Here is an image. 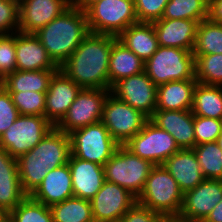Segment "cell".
<instances>
[{
    "label": "cell",
    "mask_w": 222,
    "mask_h": 222,
    "mask_svg": "<svg viewBox=\"0 0 222 222\" xmlns=\"http://www.w3.org/2000/svg\"><path fill=\"white\" fill-rule=\"evenodd\" d=\"M116 36L89 33L59 67L85 89H109V58Z\"/></svg>",
    "instance_id": "cell-1"
},
{
    "label": "cell",
    "mask_w": 222,
    "mask_h": 222,
    "mask_svg": "<svg viewBox=\"0 0 222 222\" xmlns=\"http://www.w3.org/2000/svg\"><path fill=\"white\" fill-rule=\"evenodd\" d=\"M70 155L69 135L54 126L34 148L17 159L23 191L31 195L48 171L68 163Z\"/></svg>",
    "instance_id": "cell-2"
},
{
    "label": "cell",
    "mask_w": 222,
    "mask_h": 222,
    "mask_svg": "<svg viewBox=\"0 0 222 222\" xmlns=\"http://www.w3.org/2000/svg\"><path fill=\"white\" fill-rule=\"evenodd\" d=\"M89 33L86 13L72 3L34 34L53 62L60 67Z\"/></svg>",
    "instance_id": "cell-3"
},
{
    "label": "cell",
    "mask_w": 222,
    "mask_h": 222,
    "mask_svg": "<svg viewBox=\"0 0 222 222\" xmlns=\"http://www.w3.org/2000/svg\"><path fill=\"white\" fill-rule=\"evenodd\" d=\"M183 202V192L163 165H154L137 203L159 213L166 220H176Z\"/></svg>",
    "instance_id": "cell-4"
},
{
    "label": "cell",
    "mask_w": 222,
    "mask_h": 222,
    "mask_svg": "<svg viewBox=\"0 0 222 222\" xmlns=\"http://www.w3.org/2000/svg\"><path fill=\"white\" fill-rule=\"evenodd\" d=\"M153 166L150 161L133 154L124 145H119L104 164L105 180L118 184L138 198Z\"/></svg>",
    "instance_id": "cell-5"
},
{
    "label": "cell",
    "mask_w": 222,
    "mask_h": 222,
    "mask_svg": "<svg viewBox=\"0 0 222 222\" xmlns=\"http://www.w3.org/2000/svg\"><path fill=\"white\" fill-rule=\"evenodd\" d=\"M145 72L156 86L170 81L195 79L194 55L189 50L158 46L145 62Z\"/></svg>",
    "instance_id": "cell-6"
},
{
    "label": "cell",
    "mask_w": 222,
    "mask_h": 222,
    "mask_svg": "<svg viewBox=\"0 0 222 222\" xmlns=\"http://www.w3.org/2000/svg\"><path fill=\"white\" fill-rule=\"evenodd\" d=\"M89 31L118 37L138 23L134 0H102L86 12Z\"/></svg>",
    "instance_id": "cell-7"
},
{
    "label": "cell",
    "mask_w": 222,
    "mask_h": 222,
    "mask_svg": "<svg viewBox=\"0 0 222 222\" xmlns=\"http://www.w3.org/2000/svg\"><path fill=\"white\" fill-rule=\"evenodd\" d=\"M68 135L73 156L101 166H104L119 147L101 121L72 131Z\"/></svg>",
    "instance_id": "cell-8"
},
{
    "label": "cell",
    "mask_w": 222,
    "mask_h": 222,
    "mask_svg": "<svg viewBox=\"0 0 222 222\" xmlns=\"http://www.w3.org/2000/svg\"><path fill=\"white\" fill-rule=\"evenodd\" d=\"M53 127L43 116L19 115L0 136V147L18 159L34 148Z\"/></svg>",
    "instance_id": "cell-9"
},
{
    "label": "cell",
    "mask_w": 222,
    "mask_h": 222,
    "mask_svg": "<svg viewBox=\"0 0 222 222\" xmlns=\"http://www.w3.org/2000/svg\"><path fill=\"white\" fill-rule=\"evenodd\" d=\"M148 120L149 118L142 112L132 108L111 93L108 94L103 106L101 122L119 145H124L134 137Z\"/></svg>",
    "instance_id": "cell-10"
},
{
    "label": "cell",
    "mask_w": 222,
    "mask_h": 222,
    "mask_svg": "<svg viewBox=\"0 0 222 222\" xmlns=\"http://www.w3.org/2000/svg\"><path fill=\"white\" fill-rule=\"evenodd\" d=\"M124 146L133 154L150 161L153 165H163L168 158L180 150L175 139L150 120Z\"/></svg>",
    "instance_id": "cell-11"
},
{
    "label": "cell",
    "mask_w": 222,
    "mask_h": 222,
    "mask_svg": "<svg viewBox=\"0 0 222 222\" xmlns=\"http://www.w3.org/2000/svg\"><path fill=\"white\" fill-rule=\"evenodd\" d=\"M109 93V89L81 88L67 114L56 127L69 134L77 129L100 122L103 106Z\"/></svg>",
    "instance_id": "cell-12"
},
{
    "label": "cell",
    "mask_w": 222,
    "mask_h": 222,
    "mask_svg": "<svg viewBox=\"0 0 222 222\" xmlns=\"http://www.w3.org/2000/svg\"><path fill=\"white\" fill-rule=\"evenodd\" d=\"M110 93L148 118L156 110L157 86L145 71L120 79L111 86Z\"/></svg>",
    "instance_id": "cell-13"
},
{
    "label": "cell",
    "mask_w": 222,
    "mask_h": 222,
    "mask_svg": "<svg viewBox=\"0 0 222 222\" xmlns=\"http://www.w3.org/2000/svg\"><path fill=\"white\" fill-rule=\"evenodd\" d=\"M221 200L222 180L204 179L194 189L183 193V202L176 221H204Z\"/></svg>",
    "instance_id": "cell-14"
},
{
    "label": "cell",
    "mask_w": 222,
    "mask_h": 222,
    "mask_svg": "<svg viewBox=\"0 0 222 222\" xmlns=\"http://www.w3.org/2000/svg\"><path fill=\"white\" fill-rule=\"evenodd\" d=\"M90 203L94 222H119L137 203V197L118 184L105 181Z\"/></svg>",
    "instance_id": "cell-15"
},
{
    "label": "cell",
    "mask_w": 222,
    "mask_h": 222,
    "mask_svg": "<svg viewBox=\"0 0 222 222\" xmlns=\"http://www.w3.org/2000/svg\"><path fill=\"white\" fill-rule=\"evenodd\" d=\"M73 0H22L18 32L34 34L64 12Z\"/></svg>",
    "instance_id": "cell-16"
},
{
    "label": "cell",
    "mask_w": 222,
    "mask_h": 222,
    "mask_svg": "<svg viewBox=\"0 0 222 222\" xmlns=\"http://www.w3.org/2000/svg\"><path fill=\"white\" fill-rule=\"evenodd\" d=\"M81 87L58 69L45 96V118L56 126L67 114Z\"/></svg>",
    "instance_id": "cell-17"
},
{
    "label": "cell",
    "mask_w": 222,
    "mask_h": 222,
    "mask_svg": "<svg viewBox=\"0 0 222 222\" xmlns=\"http://www.w3.org/2000/svg\"><path fill=\"white\" fill-rule=\"evenodd\" d=\"M149 120L168 132L180 149L194 148V115L191 110H155Z\"/></svg>",
    "instance_id": "cell-18"
},
{
    "label": "cell",
    "mask_w": 222,
    "mask_h": 222,
    "mask_svg": "<svg viewBox=\"0 0 222 222\" xmlns=\"http://www.w3.org/2000/svg\"><path fill=\"white\" fill-rule=\"evenodd\" d=\"M153 23L158 45L193 52L198 21L188 19H159Z\"/></svg>",
    "instance_id": "cell-19"
},
{
    "label": "cell",
    "mask_w": 222,
    "mask_h": 222,
    "mask_svg": "<svg viewBox=\"0 0 222 222\" xmlns=\"http://www.w3.org/2000/svg\"><path fill=\"white\" fill-rule=\"evenodd\" d=\"M16 70H58L35 34L15 32Z\"/></svg>",
    "instance_id": "cell-20"
},
{
    "label": "cell",
    "mask_w": 222,
    "mask_h": 222,
    "mask_svg": "<svg viewBox=\"0 0 222 222\" xmlns=\"http://www.w3.org/2000/svg\"><path fill=\"white\" fill-rule=\"evenodd\" d=\"M68 165L74 197L91 200L106 181L104 166L81 160L72 154L69 157Z\"/></svg>",
    "instance_id": "cell-21"
},
{
    "label": "cell",
    "mask_w": 222,
    "mask_h": 222,
    "mask_svg": "<svg viewBox=\"0 0 222 222\" xmlns=\"http://www.w3.org/2000/svg\"><path fill=\"white\" fill-rule=\"evenodd\" d=\"M27 196L19 178L17 159L0 147V210L8 214Z\"/></svg>",
    "instance_id": "cell-22"
},
{
    "label": "cell",
    "mask_w": 222,
    "mask_h": 222,
    "mask_svg": "<svg viewBox=\"0 0 222 222\" xmlns=\"http://www.w3.org/2000/svg\"><path fill=\"white\" fill-rule=\"evenodd\" d=\"M30 196L48 207L74 197L68 163L49 170L42 183Z\"/></svg>",
    "instance_id": "cell-23"
},
{
    "label": "cell",
    "mask_w": 222,
    "mask_h": 222,
    "mask_svg": "<svg viewBox=\"0 0 222 222\" xmlns=\"http://www.w3.org/2000/svg\"><path fill=\"white\" fill-rule=\"evenodd\" d=\"M163 166L177 181L183 193L194 189L205 179L193 149H180L168 158Z\"/></svg>",
    "instance_id": "cell-24"
},
{
    "label": "cell",
    "mask_w": 222,
    "mask_h": 222,
    "mask_svg": "<svg viewBox=\"0 0 222 222\" xmlns=\"http://www.w3.org/2000/svg\"><path fill=\"white\" fill-rule=\"evenodd\" d=\"M196 79L170 81L157 86L156 110H191Z\"/></svg>",
    "instance_id": "cell-25"
},
{
    "label": "cell",
    "mask_w": 222,
    "mask_h": 222,
    "mask_svg": "<svg viewBox=\"0 0 222 222\" xmlns=\"http://www.w3.org/2000/svg\"><path fill=\"white\" fill-rule=\"evenodd\" d=\"M117 39L146 62L158 48L153 23L138 22L130 25Z\"/></svg>",
    "instance_id": "cell-26"
},
{
    "label": "cell",
    "mask_w": 222,
    "mask_h": 222,
    "mask_svg": "<svg viewBox=\"0 0 222 222\" xmlns=\"http://www.w3.org/2000/svg\"><path fill=\"white\" fill-rule=\"evenodd\" d=\"M145 71V62L118 39L113 42L109 58V90L122 78Z\"/></svg>",
    "instance_id": "cell-27"
},
{
    "label": "cell",
    "mask_w": 222,
    "mask_h": 222,
    "mask_svg": "<svg viewBox=\"0 0 222 222\" xmlns=\"http://www.w3.org/2000/svg\"><path fill=\"white\" fill-rule=\"evenodd\" d=\"M57 70H15L8 74L0 84L9 92H40L46 93L50 80Z\"/></svg>",
    "instance_id": "cell-28"
},
{
    "label": "cell",
    "mask_w": 222,
    "mask_h": 222,
    "mask_svg": "<svg viewBox=\"0 0 222 222\" xmlns=\"http://www.w3.org/2000/svg\"><path fill=\"white\" fill-rule=\"evenodd\" d=\"M191 111L194 116L222 120V86L197 82Z\"/></svg>",
    "instance_id": "cell-29"
},
{
    "label": "cell",
    "mask_w": 222,
    "mask_h": 222,
    "mask_svg": "<svg viewBox=\"0 0 222 222\" xmlns=\"http://www.w3.org/2000/svg\"><path fill=\"white\" fill-rule=\"evenodd\" d=\"M49 208L53 222H94L87 199L72 197Z\"/></svg>",
    "instance_id": "cell-30"
},
{
    "label": "cell",
    "mask_w": 222,
    "mask_h": 222,
    "mask_svg": "<svg viewBox=\"0 0 222 222\" xmlns=\"http://www.w3.org/2000/svg\"><path fill=\"white\" fill-rule=\"evenodd\" d=\"M193 55L222 54V25L208 19L199 22Z\"/></svg>",
    "instance_id": "cell-31"
},
{
    "label": "cell",
    "mask_w": 222,
    "mask_h": 222,
    "mask_svg": "<svg viewBox=\"0 0 222 222\" xmlns=\"http://www.w3.org/2000/svg\"><path fill=\"white\" fill-rule=\"evenodd\" d=\"M207 17L206 0H169L161 19H188L201 22Z\"/></svg>",
    "instance_id": "cell-32"
},
{
    "label": "cell",
    "mask_w": 222,
    "mask_h": 222,
    "mask_svg": "<svg viewBox=\"0 0 222 222\" xmlns=\"http://www.w3.org/2000/svg\"><path fill=\"white\" fill-rule=\"evenodd\" d=\"M205 179L222 180V150L217 142L195 145L193 148Z\"/></svg>",
    "instance_id": "cell-33"
},
{
    "label": "cell",
    "mask_w": 222,
    "mask_h": 222,
    "mask_svg": "<svg viewBox=\"0 0 222 222\" xmlns=\"http://www.w3.org/2000/svg\"><path fill=\"white\" fill-rule=\"evenodd\" d=\"M194 66L199 83L222 86V54L194 55Z\"/></svg>",
    "instance_id": "cell-34"
},
{
    "label": "cell",
    "mask_w": 222,
    "mask_h": 222,
    "mask_svg": "<svg viewBox=\"0 0 222 222\" xmlns=\"http://www.w3.org/2000/svg\"><path fill=\"white\" fill-rule=\"evenodd\" d=\"M14 222H53L50 208L28 195L8 213Z\"/></svg>",
    "instance_id": "cell-35"
},
{
    "label": "cell",
    "mask_w": 222,
    "mask_h": 222,
    "mask_svg": "<svg viewBox=\"0 0 222 222\" xmlns=\"http://www.w3.org/2000/svg\"><path fill=\"white\" fill-rule=\"evenodd\" d=\"M13 104L18 109L19 115H37L45 117V96L40 92L10 93Z\"/></svg>",
    "instance_id": "cell-36"
},
{
    "label": "cell",
    "mask_w": 222,
    "mask_h": 222,
    "mask_svg": "<svg viewBox=\"0 0 222 222\" xmlns=\"http://www.w3.org/2000/svg\"><path fill=\"white\" fill-rule=\"evenodd\" d=\"M222 131V120L194 116L195 145L214 142Z\"/></svg>",
    "instance_id": "cell-37"
},
{
    "label": "cell",
    "mask_w": 222,
    "mask_h": 222,
    "mask_svg": "<svg viewBox=\"0 0 222 222\" xmlns=\"http://www.w3.org/2000/svg\"><path fill=\"white\" fill-rule=\"evenodd\" d=\"M16 70L15 33L0 34V81Z\"/></svg>",
    "instance_id": "cell-38"
},
{
    "label": "cell",
    "mask_w": 222,
    "mask_h": 222,
    "mask_svg": "<svg viewBox=\"0 0 222 222\" xmlns=\"http://www.w3.org/2000/svg\"><path fill=\"white\" fill-rule=\"evenodd\" d=\"M169 0H134L138 22L152 23L162 18Z\"/></svg>",
    "instance_id": "cell-39"
},
{
    "label": "cell",
    "mask_w": 222,
    "mask_h": 222,
    "mask_svg": "<svg viewBox=\"0 0 222 222\" xmlns=\"http://www.w3.org/2000/svg\"><path fill=\"white\" fill-rule=\"evenodd\" d=\"M18 25L19 2L16 0H0V34H10L11 31V33L18 32Z\"/></svg>",
    "instance_id": "cell-40"
},
{
    "label": "cell",
    "mask_w": 222,
    "mask_h": 222,
    "mask_svg": "<svg viewBox=\"0 0 222 222\" xmlns=\"http://www.w3.org/2000/svg\"><path fill=\"white\" fill-rule=\"evenodd\" d=\"M19 112L13 104L10 93L0 84V136L18 118Z\"/></svg>",
    "instance_id": "cell-41"
},
{
    "label": "cell",
    "mask_w": 222,
    "mask_h": 222,
    "mask_svg": "<svg viewBox=\"0 0 222 222\" xmlns=\"http://www.w3.org/2000/svg\"><path fill=\"white\" fill-rule=\"evenodd\" d=\"M166 219L157 212L136 203L119 220V222H165Z\"/></svg>",
    "instance_id": "cell-42"
},
{
    "label": "cell",
    "mask_w": 222,
    "mask_h": 222,
    "mask_svg": "<svg viewBox=\"0 0 222 222\" xmlns=\"http://www.w3.org/2000/svg\"><path fill=\"white\" fill-rule=\"evenodd\" d=\"M207 19L222 25V0H212L208 2Z\"/></svg>",
    "instance_id": "cell-43"
},
{
    "label": "cell",
    "mask_w": 222,
    "mask_h": 222,
    "mask_svg": "<svg viewBox=\"0 0 222 222\" xmlns=\"http://www.w3.org/2000/svg\"><path fill=\"white\" fill-rule=\"evenodd\" d=\"M201 222H222V200L213 208L207 218Z\"/></svg>",
    "instance_id": "cell-44"
},
{
    "label": "cell",
    "mask_w": 222,
    "mask_h": 222,
    "mask_svg": "<svg viewBox=\"0 0 222 222\" xmlns=\"http://www.w3.org/2000/svg\"><path fill=\"white\" fill-rule=\"evenodd\" d=\"M102 0H73V3L82 11L86 12L93 4Z\"/></svg>",
    "instance_id": "cell-45"
},
{
    "label": "cell",
    "mask_w": 222,
    "mask_h": 222,
    "mask_svg": "<svg viewBox=\"0 0 222 222\" xmlns=\"http://www.w3.org/2000/svg\"><path fill=\"white\" fill-rule=\"evenodd\" d=\"M0 222H14L8 214H3L0 217Z\"/></svg>",
    "instance_id": "cell-46"
},
{
    "label": "cell",
    "mask_w": 222,
    "mask_h": 222,
    "mask_svg": "<svg viewBox=\"0 0 222 222\" xmlns=\"http://www.w3.org/2000/svg\"><path fill=\"white\" fill-rule=\"evenodd\" d=\"M216 142H217L218 146L220 147V149L222 150V131H221L220 135L218 136Z\"/></svg>",
    "instance_id": "cell-47"
},
{
    "label": "cell",
    "mask_w": 222,
    "mask_h": 222,
    "mask_svg": "<svg viewBox=\"0 0 222 222\" xmlns=\"http://www.w3.org/2000/svg\"><path fill=\"white\" fill-rule=\"evenodd\" d=\"M165 222H178L176 220H166Z\"/></svg>",
    "instance_id": "cell-48"
},
{
    "label": "cell",
    "mask_w": 222,
    "mask_h": 222,
    "mask_svg": "<svg viewBox=\"0 0 222 222\" xmlns=\"http://www.w3.org/2000/svg\"><path fill=\"white\" fill-rule=\"evenodd\" d=\"M4 213L0 210V217L3 215Z\"/></svg>",
    "instance_id": "cell-49"
}]
</instances>
